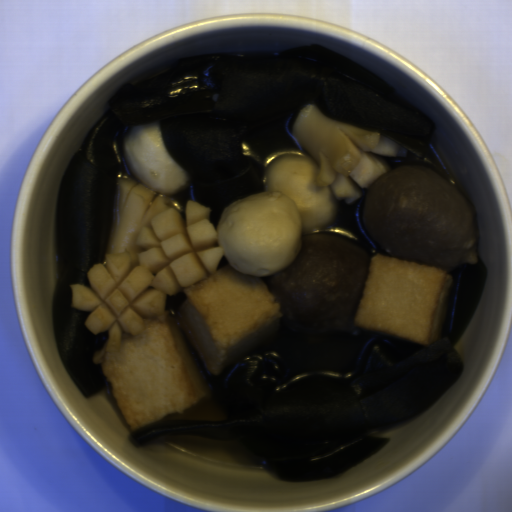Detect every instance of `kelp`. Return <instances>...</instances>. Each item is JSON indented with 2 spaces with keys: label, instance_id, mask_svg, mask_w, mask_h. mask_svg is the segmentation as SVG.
<instances>
[{
  "label": "kelp",
  "instance_id": "obj_3",
  "mask_svg": "<svg viewBox=\"0 0 512 512\" xmlns=\"http://www.w3.org/2000/svg\"><path fill=\"white\" fill-rule=\"evenodd\" d=\"M332 196L335 202V219L327 226L308 231L307 233L318 231L341 233L362 245L369 252L371 257L376 256V254H382L379 244L366 230L363 224V189H361L359 197L352 203H348L344 199H338L333 194Z\"/></svg>",
  "mask_w": 512,
  "mask_h": 512
},
{
  "label": "kelp",
  "instance_id": "obj_1",
  "mask_svg": "<svg viewBox=\"0 0 512 512\" xmlns=\"http://www.w3.org/2000/svg\"><path fill=\"white\" fill-rule=\"evenodd\" d=\"M306 104L405 147L406 156L383 158L389 167L426 166L464 193L430 147L431 118L360 63L316 43L277 55L182 57L159 75L123 85L64 171L55 211L53 338L82 397L114 394L93 360L109 330L94 334L85 325L91 310L71 306L70 285L90 287L87 272L104 261L118 179L137 183L122 151L127 129L158 121L167 152L189 175L187 188L164 195L168 205L180 214L189 201L209 208L208 221L217 230L228 205L265 191L270 161L282 154L309 157L293 135Z\"/></svg>",
  "mask_w": 512,
  "mask_h": 512
},
{
  "label": "kelp",
  "instance_id": "obj_6",
  "mask_svg": "<svg viewBox=\"0 0 512 512\" xmlns=\"http://www.w3.org/2000/svg\"><path fill=\"white\" fill-rule=\"evenodd\" d=\"M159 195L161 194H158L155 192L154 196L151 198L150 202L152 203Z\"/></svg>",
  "mask_w": 512,
  "mask_h": 512
},
{
  "label": "kelp",
  "instance_id": "obj_4",
  "mask_svg": "<svg viewBox=\"0 0 512 512\" xmlns=\"http://www.w3.org/2000/svg\"><path fill=\"white\" fill-rule=\"evenodd\" d=\"M189 287H192V286L181 287L174 293L166 295V297H165L166 310L165 311L168 313L169 319H172L179 313L180 307L187 299V295L184 291Z\"/></svg>",
  "mask_w": 512,
  "mask_h": 512
},
{
  "label": "kelp",
  "instance_id": "obj_5",
  "mask_svg": "<svg viewBox=\"0 0 512 512\" xmlns=\"http://www.w3.org/2000/svg\"><path fill=\"white\" fill-rule=\"evenodd\" d=\"M229 263L225 256L222 254L220 261L217 263L216 272L221 270L222 267L227 266Z\"/></svg>",
  "mask_w": 512,
  "mask_h": 512
},
{
  "label": "kelp",
  "instance_id": "obj_2",
  "mask_svg": "<svg viewBox=\"0 0 512 512\" xmlns=\"http://www.w3.org/2000/svg\"><path fill=\"white\" fill-rule=\"evenodd\" d=\"M446 274L451 294L433 346L369 329L298 331L279 322L271 340L210 373L184 330L207 394L185 411L133 430L142 447L169 436L234 440L260 455L282 480L343 474L390 439L372 438L421 414L459 379L456 342L483 296L487 270L466 262Z\"/></svg>",
  "mask_w": 512,
  "mask_h": 512
}]
</instances>
